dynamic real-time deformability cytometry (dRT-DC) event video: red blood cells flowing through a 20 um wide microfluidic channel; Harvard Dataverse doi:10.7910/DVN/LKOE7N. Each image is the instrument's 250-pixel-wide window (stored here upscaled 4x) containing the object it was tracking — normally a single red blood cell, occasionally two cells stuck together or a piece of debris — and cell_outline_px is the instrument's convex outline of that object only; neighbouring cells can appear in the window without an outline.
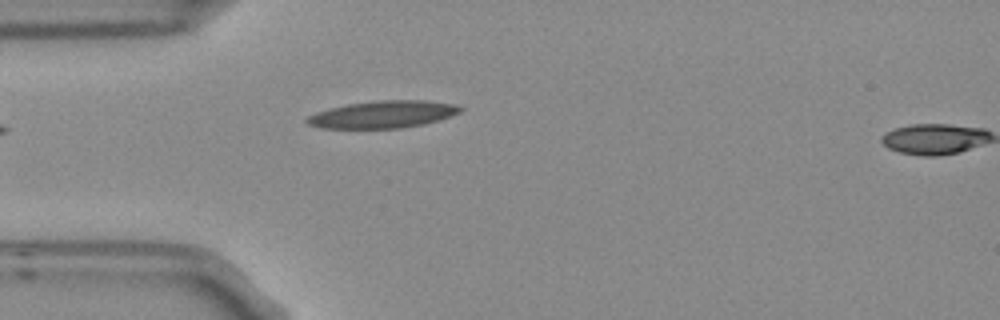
{"species": "Egyptian fruit bat (a non-hibernating species)", "species_latin": "Rousettus aegyptiacus", "temperature_condition": "room temperature", "stored_images_in_passage": 4, "camera_frame_rate_fps": 3000, "um_per_image_px": 0.085, "frame": {"image": 1, "passage_image": 4, "time_ms": 1.0, "image_size_px": [1000, 320], "cell_outline_px": [[464, 108], [460, 112], [424, 124], [400, 128], [320, 128], [308, 124], [304, 120], [308, 116], [316, 112], [328, 108], [348, 104], [380, 100], [424, 100], [456, 104]], "centroid_in_image_um": [32.52, 9.72], "position_along_channel_um": 52.5, "area_um2": 24.22}}